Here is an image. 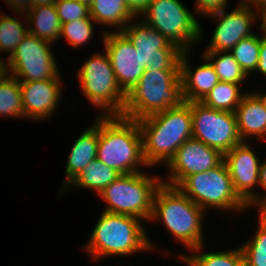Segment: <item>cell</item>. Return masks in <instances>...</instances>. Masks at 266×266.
<instances>
[{
  "label": "cell",
  "instance_id": "6da1fadb",
  "mask_svg": "<svg viewBox=\"0 0 266 266\" xmlns=\"http://www.w3.org/2000/svg\"><path fill=\"white\" fill-rule=\"evenodd\" d=\"M137 121L143 138V156L149 167L167 164L178 148L192 138L191 102L184 101L178 107Z\"/></svg>",
  "mask_w": 266,
  "mask_h": 266
},
{
  "label": "cell",
  "instance_id": "7a4b0ae2",
  "mask_svg": "<svg viewBox=\"0 0 266 266\" xmlns=\"http://www.w3.org/2000/svg\"><path fill=\"white\" fill-rule=\"evenodd\" d=\"M96 158L120 175L142 172L137 166L148 164L143 156L138 121L119 115H101Z\"/></svg>",
  "mask_w": 266,
  "mask_h": 266
},
{
  "label": "cell",
  "instance_id": "3957f363",
  "mask_svg": "<svg viewBox=\"0 0 266 266\" xmlns=\"http://www.w3.org/2000/svg\"><path fill=\"white\" fill-rule=\"evenodd\" d=\"M183 102L180 70L151 69L144 71L138 83L125 92L121 116L139 120Z\"/></svg>",
  "mask_w": 266,
  "mask_h": 266
},
{
  "label": "cell",
  "instance_id": "277c9868",
  "mask_svg": "<svg viewBox=\"0 0 266 266\" xmlns=\"http://www.w3.org/2000/svg\"><path fill=\"white\" fill-rule=\"evenodd\" d=\"M204 210L179 188L162 183L156 190L150 220H162L164 227L189 250L203 245Z\"/></svg>",
  "mask_w": 266,
  "mask_h": 266
},
{
  "label": "cell",
  "instance_id": "5b68a950",
  "mask_svg": "<svg viewBox=\"0 0 266 266\" xmlns=\"http://www.w3.org/2000/svg\"><path fill=\"white\" fill-rule=\"evenodd\" d=\"M141 219L103 211L84 249L94 261L112 255H131L153 248Z\"/></svg>",
  "mask_w": 266,
  "mask_h": 266
},
{
  "label": "cell",
  "instance_id": "8992f818",
  "mask_svg": "<svg viewBox=\"0 0 266 266\" xmlns=\"http://www.w3.org/2000/svg\"><path fill=\"white\" fill-rule=\"evenodd\" d=\"M162 180L144 172L120 175L99 194L107 204L103 211L150 220L154 195Z\"/></svg>",
  "mask_w": 266,
  "mask_h": 266
},
{
  "label": "cell",
  "instance_id": "52a82bcc",
  "mask_svg": "<svg viewBox=\"0 0 266 266\" xmlns=\"http://www.w3.org/2000/svg\"><path fill=\"white\" fill-rule=\"evenodd\" d=\"M83 95L96 108L102 109V115H119L124 103L125 93L119 87L105 51L97 53L83 63L78 72Z\"/></svg>",
  "mask_w": 266,
  "mask_h": 266
},
{
  "label": "cell",
  "instance_id": "ba28073f",
  "mask_svg": "<svg viewBox=\"0 0 266 266\" xmlns=\"http://www.w3.org/2000/svg\"><path fill=\"white\" fill-rule=\"evenodd\" d=\"M177 188L204 211L207 206L237 212L248 209L234 191L224 160L209 171L188 176Z\"/></svg>",
  "mask_w": 266,
  "mask_h": 266
},
{
  "label": "cell",
  "instance_id": "9c48e42d",
  "mask_svg": "<svg viewBox=\"0 0 266 266\" xmlns=\"http://www.w3.org/2000/svg\"><path fill=\"white\" fill-rule=\"evenodd\" d=\"M143 15L146 17L142 20L144 23L183 51H190V45L202 39V27L197 18L179 0H152Z\"/></svg>",
  "mask_w": 266,
  "mask_h": 266
},
{
  "label": "cell",
  "instance_id": "30bf717a",
  "mask_svg": "<svg viewBox=\"0 0 266 266\" xmlns=\"http://www.w3.org/2000/svg\"><path fill=\"white\" fill-rule=\"evenodd\" d=\"M55 60L50 43L28 33L8 58L6 72L19 82L61 79Z\"/></svg>",
  "mask_w": 266,
  "mask_h": 266
},
{
  "label": "cell",
  "instance_id": "8fae6325",
  "mask_svg": "<svg viewBox=\"0 0 266 266\" xmlns=\"http://www.w3.org/2000/svg\"><path fill=\"white\" fill-rule=\"evenodd\" d=\"M192 138L219 150L223 155L241 144L236 115L191 102Z\"/></svg>",
  "mask_w": 266,
  "mask_h": 266
},
{
  "label": "cell",
  "instance_id": "7c38bea8",
  "mask_svg": "<svg viewBox=\"0 0 266 266\" xmlns=\"http://www.w3.org/2000/svg\"><path fill=\"white\" fill-rule=\"evenodd\" d=\"M121 32L139 52L145 71L180 70L183 50L155 28L144 22L128 23Z\"/></svg>",
  "mask_w": 266,
  "mask_h": 266
},
{
  "label": "cell",
  "instance_id": "4fadbf2b",
  "mask_svg": "<svg viewBox=\"0 0 266 266\" xmlns=\"http://www.w3.org/2000/svg\"><path fill=\"white\" fill-rule=\"evenodd\" d=\"M224 160V155L202 141L186 140L166 164L170 170L167 185L178 187L188 176L209 171Z\"/></svg>",
  "mask_w": 266,
  "mask_h": 266
},
{
  "label": "cell",
  "instance_id": "5bb4252c",
  "mask_svg": "<svg viewBox=\"0 0 266 266\" xmlns=\"http://www.w3.org/2000/svg\"><path fill=\"white\" fill-rule=\"evenodd\" d=\"M254 7L245 0H240L238 6L233 11L227 13V9L210 14L209 17L217 20L215 31L211 37L209 46L204 52H230L233 47L244 38L254 33L251 25L259 16L254 12Z\"/></svg>",
  "mask_w": 266,
  "mask_h": 266
},
{
  "label": "cell",
  "instance_id": "9a60e30c",
  "mask_svg": "<svg viewBox=\"0 0 266 266\" xmlns=\"http://www.w3.org/2000/svg\"><path fill=\"white\" fill-rule=\"evenodd\" d=\"M104 51L107 52L116 81L125 93L136 85L145 71L142 59L129 39L118 31H103Z\"/></svg>",
  "mask_w": 266,
  "mask_h": 266
},
{
  "label": "cell",
  "instance_id": "2e32d148",
  "mask_svg": "<svg viewBox=\"0 0 266 266\" xmlns=\"http://www.w3.org/2000/svg\"><path fill=\"white\" fill-rule=\"evenodd\" d=\"M247 142L235 146L224 154V162L231 176L234 191L249 207L257 206L258 195L253 187L259 186L260 158Z\"/></svg>",
  "mask_w": 266,
  "mask_h": 266
},
{
  "label": "cell",
  "instance_id": "e0dca14e",
  "mask_svg": "<svg viewBox=\"0 0 266 266\" xmlns=\"http://www.w3.org/2000/svg\"><path fill=\"white\" fill-rule=\"evenodd\" d=\"M61 84L62 79L20 82L24 118L41 121L50 117L62 97Z\"/></svg>",
  "mask_w": 266,
  "mask_h": 266
},
{
  "label": "cell",
  "instance_id": "ac0fdd59",
  "mask_svg": "<svg viewBox=\"0 0 266 266\" xmlns=\"http://www.w3.org/2000/svg\"><path fill=\"white\" fill-rule=\"evenodd\" d=\"M189 51L180 56V77L185 102H200L220 81L214 67L207 61L193 71L189 66Z\"/></svg>",
  "mask_w": 266,
  "mask_h": 266
},
{
  "label": "cell",
  "instance_id": "d6986e66",
  "mask_svg": "<svg viewBox=\"0 0 266 266\" xmlns=\"http://www.w3.org/2000/svg\"><path fill=\"white\" fill-rule=\"evenodd\" d=\"M238 133L243 142L249 137L266 140V109L252 92H246L235 111Z\"/></svg>",
  "mask_w": 266,
  "mask_h": 266
},
{
  "label": "cell",
  "instance_id": "ffe728a7",
  "mask_svg": "<svg viewBox=\"0 0 266 266\" xmlns=\"http://www.w3.org/2000/svg\"><path fill=\"white\" fill-rule=\"evenodd\" d=\"M98 140L99 118L75 140L65 168L66 177L63 190L91 161L96 159Z\"/></svg>",
  "mask_w": 266,
  "mask_h": 266
},
{
  "label": "cell",
  "instance_id": "44dd1931",
  "mask_svg": "<svg viewBox=\"0 0 266 266\" xmlns=\"http://www.w3.org/2000/svg\"><path fill=\"white\" fill-rule=\"evenodd\" d=\"M25 20L34 25L28 27V33L53 44L60 38L62 24L55 5L33 7L25 13ZM27 17V18H26Z\"/></svg>",
  "mask_w": 266,
  "mask_h": 266
},
{
  "label": "cell",
  "instance_id": "7402d4cb",
  "mask_svg": "<svg viewBox=\"0 0 266 266\" xmlns=\"http://www.w3.org/2000/svg\"><path fill=\"white\" fill-rule=\"evenodd\" d=\"M89 10L95 23L115 26L118 32H121L129 22L133 23V18H136L124 0H94Z\"/></svg>",
  "mask_w": 266,
  "mask_h": 266
},
{
  "label": "cell",
  "instance_id": "603a6c76",
  "mask_svg": "<svg viewBox=\"0 0 266 266\" xmlns=\"http://www.w3.org/2000/svg\"><path fill=\"white\" fill-rule=\"evenodd\" d=\"M120 174L106 166L99 159H94L87 165L66 187H83L93 189L99 195L110 185Z\"/></svg>",
  "mask_w": 266,
  "mask_h": 266
},
{
  "label": "cell",
  "instance_id": "cb8c5ba5",
  "mask_svg": "<svg viewBox=\"0 0 266 266\" xmlns=\"http://www.w3.org/2000/svg\"><path fill=\"white\" fill-rule=\"evenodd\" d=\"M203 245L191 249L195 254L179 256L188 266H245V260L240 247L231 251L202 253ZM199 252H201L199 254ZM198 253V254H197Z\"/></svg>",
  "mask_w": 266,
  "mask_h": 266
},
{
  "label": "cell",
  "instance_id": "d4e9b609",
  "mask_svg": "<svg viewBox=\"0 0 266 266\" xmlns=\"http://www.w3.org/2000/svg\"><path fill=\"white\" fill-rule=\"evenodd\" d=\"M239 84L219 82L200 102L207 107L235 113L246 93L239 91Z\"/></svg>",
  "mask_w": 266,
  "mask_h": 266
},
{
  "label": "cell",
  "instance_id": "484cf974",
  "mask_svg": "<svg viewBox=\"0 0 266 266\" xmlns=\"http://www.w3.org/2000/svg\"><path fill=\"white\" fill-rule=\"evenodd\" d=\"M1 116L24 118L20 82L16 77L8 73H5L0 79Z\"/></svg>",
  "mask_w": 266,
  "mask_h": 266
},
{
  "label": "cell",
  "instance_id": "4316f807",
  "mask_svg": "<svg viewBox=\"0 0 266 266\" xmlns=\"http://www.w3.org/2000/svg\"><path fill=\"white\" fill-rule=\"evenodd\" d=\"M203 59H206L211 63L218 75L219 81L221 82L241 84V82H243V80L248 77L245 71L234 59L231 52H204Z\"/></svg>",
  "mask_w": 266,
  "mask_h": 266
},
{
  "label": "cell",
  "instance_id": "83f0119b",
  "mask_svg": "<svg viewBox=\"0 0 266 266\" xmlns=\"http://www.w3.org/2000/svg\"><path fill=\"white\" fill-rule=\"evenodd\" d=\"M257 232L240 246L245 266H266V213L259 211Z\"/></svg>",
  "mask_w": 266,
  "mask_h": 266
},
{
  "label": "cell",
  "instance_id": "f1b7e54d",
  "mask_svg": "<svg viewBox=\"0 0 266 266\" xmlns=\"http://www.w3.org/2000/svg\"><path fill=\"white\" fill-rule=\"evenodd\" d=\"M261 46V37L253 34L247 38L241 39L230 51L239 66L250 76L256 71L259 61V51Z\"/></svg>",
  "mask_w": 266,
  "mask_h": 266
},
{
  "label": "cell",
  "instance_id": "f546056e",
  "mask_svg": "<svg viewBox=\"0 0 266 266\" xmlns=\"http://www.w3.org/2000/svg\"><path fill=\"white\" fill-rule=\"evenodd\" d=\"M27 34L28 29L19 19L7 14L0 16V53H9L8 58H10Z\"/></svg>",
  "mask_w": 266,
  "mask_h": 266
},
{
  "label": "cell",
  "instance_id": "4dcf8cb0",
  "mask_svg": "<svg viewBox=\"0 0 266 266\" xmlns=\"http://www.w3.org/2000/svg\"><path fill=\"white\" fill-rule=\"evenodd\" d=\"M92 21L95 23V20L89 16L63 23L60 37L63 36L74 49L80 48V45L86 44L94 36L92 35L94 33Z\"/></svg>",
  "mask_w": 266,
  "mask_h": 266
},
{
  "label": "cell",
  "instance_id": "1f68e13d",
  "mask_svg": "<svg viewBox=\"0 0 266 266\" xmlns=\"http://www.w3.org/2000/svg\"><path fill=\"white\" fill-rule=\"evenodd\" d=\"M55 6L61 24L90 16L89 6L78 0H58Z\"/></svg>",
  "mask_w": 266,
  "mask_h": 266
},
{
  "label": "cell",
  "instance_id": "d6a6232c",
  "mask_svg": "<svg viewBox=\"0 0 266 266\" xmlns=\"http://www.w3.org/2000/svg\"><path fill=\"white\" fill-rule=\"evenodd\" d=\"M227 0H196L195 12L206 17L212 13L225 10L227 8Z\"/></svg>",
  "mask_w": 266,
  "mask_h": 266
},
{
  "label": "cell",
  "instance_id": "836d02e7",
  "mask_svg": "<svg viewBox=\"0 0 266 266\" xmlns=\"http://www.w3.org/2000/svg\"><path fill=\"white\" fill-rule=\"evenodd\" d=\"M259 185L266 190V161L260 164ZM257 207L259 211H264L266 213V195L257 197Z\"/></svg>",
  "mask_w": 266,
  "mask_h": 266
},
{
  "label": "cell",
  "instance_id": "e575fe53",
  "mask_svg": "<svg viewBox=\"0 0 266 266\" xmlns=\"http://www.w3.org/2000/svg\"><path fill=\"white\" fill-rule=\"evenodd\" d=\"M130 12L137 18L149 7L152 0H124Z\"/></svg>",
  "mask_w": 266,
  "mask_h": 266
},
{
  "label": "cell",
  "instance_id": "d590c367",
  "mask_svg": "<svg viewBox=\"0 0 266 266\" xmlns=\"http://www.w3.org/2000/svg\"><path fill=\"white\" fill-rule=\"evenodd\" d=\"M15 13L24 14L32 8L31 0H4ZM26 10V11H25Z\"/></svg>",
  "mask_w": 266,
  "mask_h": 266
},
{
  "label": "cell",
  "instance_id": "8d00e7d4",
  "mask_svg": "<svg viewBox=\"0 0 266 266\" xmlns=\"http://www.w3.org/2000/svg\"><path fill=\"white\" fill-rule=\"evenodd\" d=\"M261 73L262 76L266 77V38L261 37V46L259 51V61L255 72Z\"/></svg>",
  "mask_w": 266,
  "mask_h": 266
},
{
  "label": "cell",
  "instance_id": "74e56055",
  "mask_svg": "<svg viewBox=\"0 0 266 266\" xmlns=\"http://www.w3.org/2000/svg\"><path fill=\"white\" fill-rule=\"evenodd\" d=\"M58 0H31L32 8L44 5H55Z\"/></svg>",
  "mask_w": 266,
  "mask_h": 266
},
{
  "label": "cell",
  "instance_id": "f35d334b",
  "mask_svg": "<svg viewBox=\"0 0 266 266\" xmlns=\"http://www.w3.org/2000/svg\"><path fill=\"white\" fill-rule=\"evenodd\" d=\"M261 15L262 23L260 24L261 30L263 31V36L266 38V7L258 11Z\"/></svg>",
  "mask_w": 266,
  "mask_h": 266
},
{
  "label": "cell",
  "instance_id": "ab89813d",
  "mask_svg": "<svg viewBox=\"0 0 266 266\" xmlns=\"http://www.w3.org/2000/svg\"><path fill=\"white\" fill-rule=\"evenodd\" d=\"M249 2L253 7H256L257 11H260L261 9L266 7V0H245Z\"/></svg>",
  "mask_w": 266,
  "mask_h": 266
},
{
  "label": "cell",
  "instance_id": "60d3db41",
  "mask_svg": "<svg viewBox=\"0 0 266 266\" xmlns=\"http://www.w3.org/2000/svg\"><path fill=\"white\" fill-rule=\"evenodd\" d=\"M0 57V79L2 78L3 75H5L6 72V63H4L5 59H1Z\"/></svg>",
  "mask_w": 266,
  "mask_h": 266
},
{
  "label": "cell",
  "instance_id": "b9f144b4",
  "mask_svg": "<svg viewBox=\"0 0 266 266\" xmlns=\"http://www.w3.org/2000/svg\"><path fill=\"white\" fill-rule=\"evenodd\" d=\"M254 94L260 99V101L263 103V105L266 109V94L265 93L260 94L258 92H256V93L254 92Z\"/></svg>",
  "mask_w": 266,
  "mask_h": 266
},
{
  "label": "cell",
  "instance_id": "7bdbcfd3",
  "mask_svg": "<svg viewBox=\"0 0 266 266\" xmlns=\"http://www.w3.org/2000/svg\"><path fill=\"white\" fill-rule=\"evenodd\" d=\"M78 1H80L81 3H84V4L88 5V6H90L93 3L94 0H78Z\"/></svg>",
  "mask_w": 266,
  "mask_h": 266
}]
</instances>
